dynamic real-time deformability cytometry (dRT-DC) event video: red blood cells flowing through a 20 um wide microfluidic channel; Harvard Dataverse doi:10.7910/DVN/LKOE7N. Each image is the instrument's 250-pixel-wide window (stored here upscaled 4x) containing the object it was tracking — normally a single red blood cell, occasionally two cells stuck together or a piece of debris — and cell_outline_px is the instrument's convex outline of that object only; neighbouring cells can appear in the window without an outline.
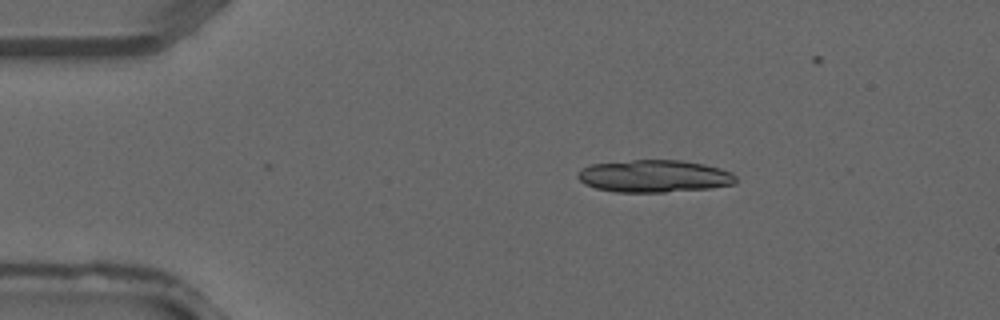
{"species": "common noctule bat (a hibernating species)", "species_latin": "Nyctalus noctula", "temperature_condition": "warm", "stored_images_in_passage": 2, "camera_frame_rate_fps": 3000, "um_per_image_px": 0.085, "animal": {"sex": "male", "forearm_length_mm": 52.5}, "frame": {"image": 1, "passage_image": 1, "time_ms": 0.0, "image_size_px": [1000, 320], "cell_outline_px": [[736, 184], [712, 188], [664, 192], [616, 192], [596, 188], [584, 184], [576, 176], [576, 172], [580, 168], [592, 164], [632, 160], [680, 160], [704, 164], [720, 168], [732, 172], [736, 176]], "centroid_in_image_um": [55.61, 14.97], "position_along_channel_um": 29.4, "area_um2": 30.06}}